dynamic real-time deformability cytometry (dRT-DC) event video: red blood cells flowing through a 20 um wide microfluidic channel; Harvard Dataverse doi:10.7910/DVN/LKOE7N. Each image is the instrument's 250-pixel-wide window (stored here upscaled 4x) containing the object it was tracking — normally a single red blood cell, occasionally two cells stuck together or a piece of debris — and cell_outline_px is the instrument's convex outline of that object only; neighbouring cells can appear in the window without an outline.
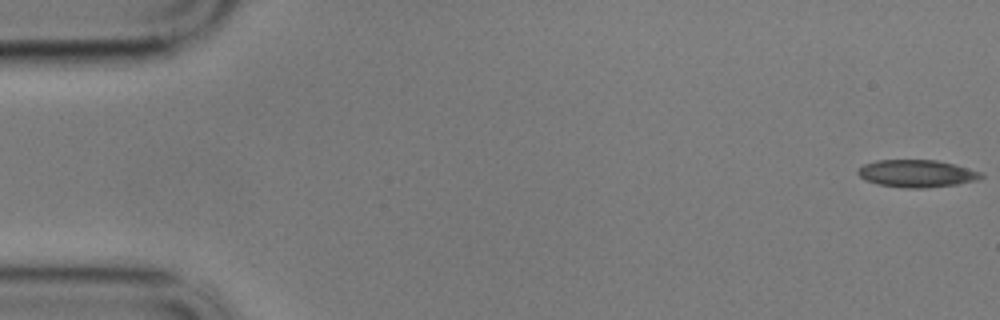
{"species": "common noctule bat (a hibernating species)", "species_latin": "Nyctalus noctula", "temperature_condition": "cold", "stored_images_in_passage": 58, "camera_frame_rate_fps": 3000, "um_per_image_px": 0.085, "animal": {"sex": "male", "body_mass_g": 17.9}, "frame": {"image": 1, "passage_image": 1, "time_ms": 0.0, "image_size_px": [1000, 320], "cell_outline_px": [[984, 176], [980, 180], [956, 184], [924, 188], [904, 188], [880, 184], [864, 180], [856, 172], [856, 168], [864, 164], [876, 160], [936, 160], [984, 172]], "centroid_in_image_um": [77.92, 14.75], "position_along_channel_um": 7.1, "area_um2": 19.77}}
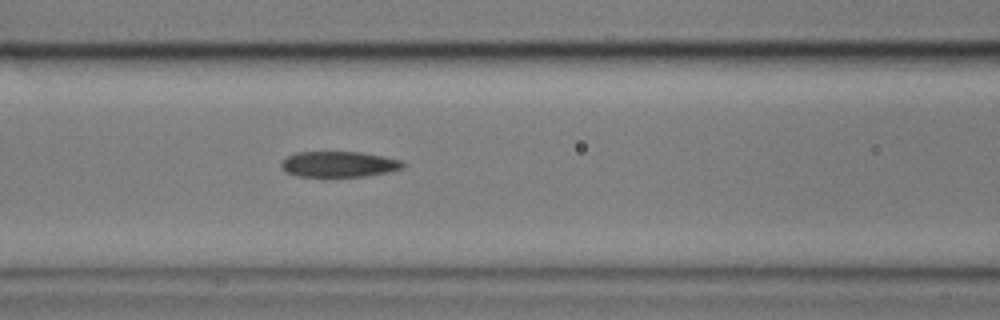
{"frame": {"image": 2, "passage_image": 24, "time_ms": 7.667, "image_size_px": [1000, 320], "cell_outline_px": [[408, 164], [404, 168], [388, 172], [364, 176], [296, 176], [288, 172], [280, 164], [288, 156], [296, 152], [360, 152], [384, 156], [404, 160]], "centroid_in_image_um": [28.9, 13.95], "position_along_channel_um": 137.7, "area_um2": 18.21}}
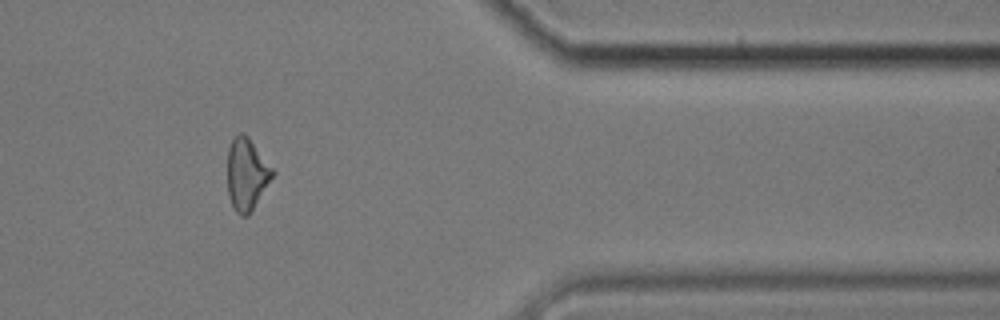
{"frame": {"image": 3, "passage_image": 48, "time_ms": 15.667, "image_size_px": [1000, 320], "cell_outline_px": [[276, 172], [248, 216], [240, 216], [236, 212], [228, 196], [228, 148], [232, 140], [240, 132], [244, 132], [248, 136]], "centroid_in_image_um": [20.97, 14.8], "position_along_channel_um": 390.4, "area_um2": 18.84}, "authors_computed_cell_mechanics": {"area_um2": 19.2185, "velocity_mm_per_s": 3.4345, "shape_relaxation_time_tau1_ms": null, "shape_relaxation_time_tau2_ms": 4.8394, "deformation_change_tau1": null, "deformation_change_tau2": 0.1546}}